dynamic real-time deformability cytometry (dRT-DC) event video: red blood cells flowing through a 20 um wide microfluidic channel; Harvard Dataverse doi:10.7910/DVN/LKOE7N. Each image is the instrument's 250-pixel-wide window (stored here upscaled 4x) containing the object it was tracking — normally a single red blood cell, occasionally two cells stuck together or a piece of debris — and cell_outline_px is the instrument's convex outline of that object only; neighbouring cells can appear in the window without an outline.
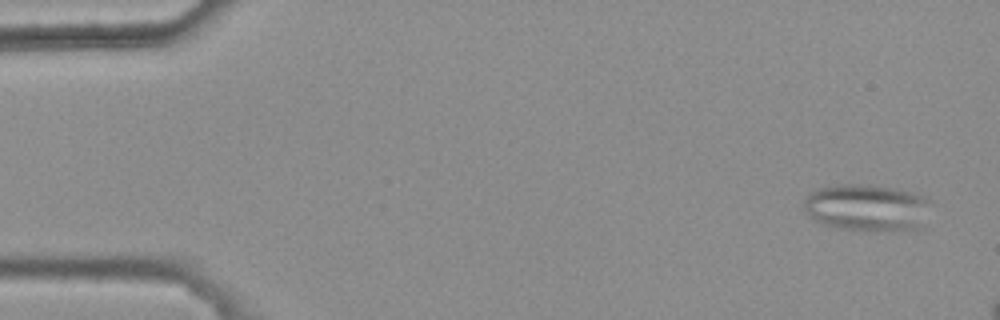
{"species": "common noctule bat (a hibernating species)", "species_latin": "Nyctalus noctula", "temperature_condition": "warm", "stored_images_in_passage": 4, "camera_frame_rate_fps": 3000, "um_per_image_px": 0.085, "animal": {"sex": "female", "body_mass_g": 25.1}, "frame": {"image": 1, "passage_image": 1, "time_ms": 0.0, "image_size_px": [1000, 320], "cell_outline_px": [[924, 200], [916, 228], [896, 232], [836, 228], [824, 224], [808, 216], [804, 212], [804, 200], [812, 192], [820, 188], [836, 184], [872, 184], [896, 188], [912, 192], [924, 196]], "centroid_in_image_um": [73.52, 17.63], "position_along_channel_um": 11.5, "area_um2": 33.81}}